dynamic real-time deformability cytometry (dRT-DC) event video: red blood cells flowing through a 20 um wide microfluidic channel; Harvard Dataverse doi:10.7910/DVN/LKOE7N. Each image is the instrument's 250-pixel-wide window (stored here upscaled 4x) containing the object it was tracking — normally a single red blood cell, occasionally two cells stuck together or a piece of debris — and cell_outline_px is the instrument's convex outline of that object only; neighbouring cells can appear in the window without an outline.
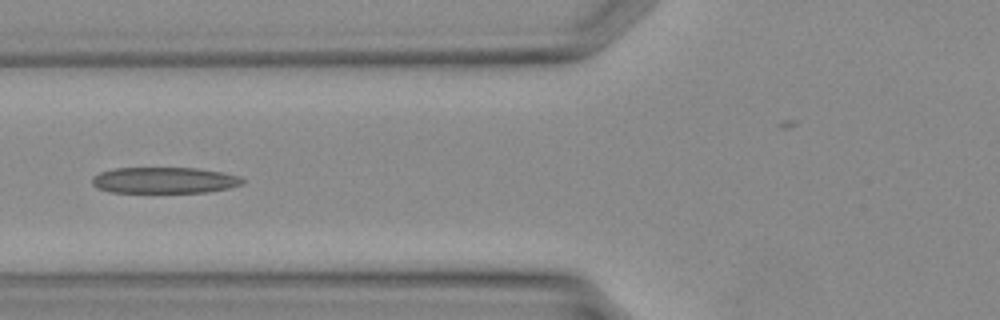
{"species": "Egyptian fruit bat (a non-hibernating species)", "species_latin": "Rousettus aegyptiacus", "temperature_condition": "warm", "stored_images_in_passage": 32, "camera_frame_rate_fps": 3000, "um_per_image_px": 0.085, "animal": {"sex": "female"}, "frame": {"image": 1, "passage_image": 10, "time_ms": 3.0, "image_size_px": [1000, 320], "cell_outline_px": [[244, 184], [228, 188], [204, 192], [112, 192], [100, 188], [92, 184], [92, 176], [100, 172], [112, 168], [196, 168], [224, 172], [240, 176], [244, 180]], "centroid_in_image_um": [13.99, 15.31], "position_along_channel_um": 111.8, "area_um2": 22.89}}
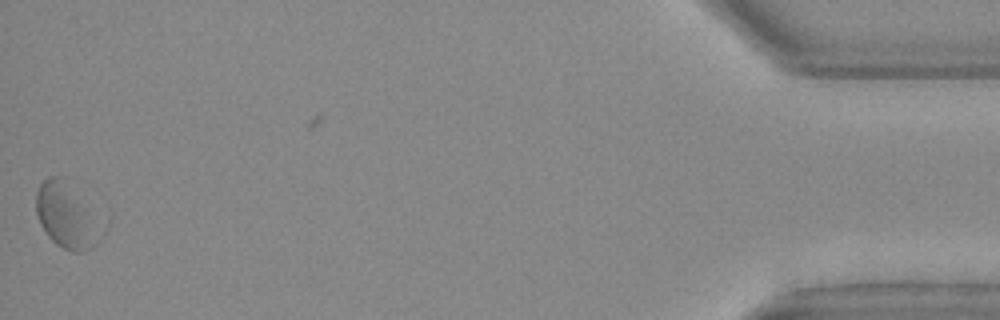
{"frame": {"image": 2, "passage_image": 32, "time_ms": 10.333, "image_size_px": [1000, 320], "cell_outline_px": [[100, 240], [92, 248], [84, 252], [76, 252], [64, 248], [56, 244], [48, 236], [40, 224], [36, 212], [36, 192], [40, 184], [48, 176], [68, 176]], "centroid_in_image_um": [5.48, 18.29], "position_along_channel_um": 429.7, "area_um2": 23.12}}